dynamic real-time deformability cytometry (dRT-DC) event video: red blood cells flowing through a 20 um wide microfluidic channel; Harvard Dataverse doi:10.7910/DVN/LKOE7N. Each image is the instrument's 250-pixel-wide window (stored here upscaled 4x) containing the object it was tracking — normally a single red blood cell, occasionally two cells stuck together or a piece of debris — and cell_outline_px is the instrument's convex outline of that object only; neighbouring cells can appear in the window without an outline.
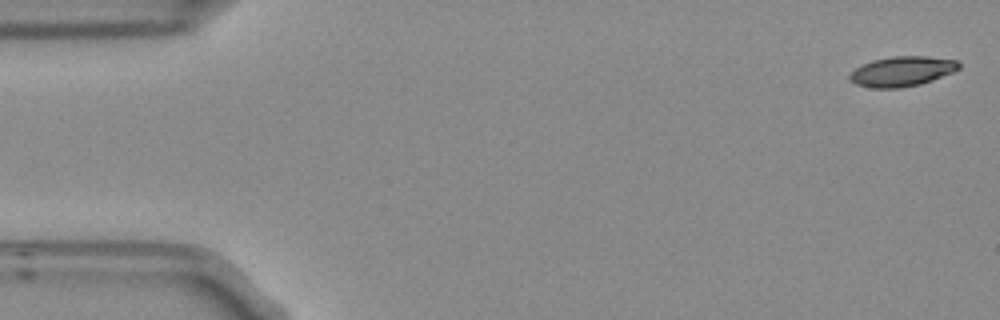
{"species": "Egyptian fruit bat (a non-hibernating species)", "species_latin": "Rousettus aegyptiacus", "temperature_condition": "room temperature", "stored_images_in_passage": 4, "camera_frame_rate_fps": 3000, "um_per_image_px": 0.085, "frame": {"image": 1, "passage_image": 1, "time_ms": 0.0, "image_size_px": [1000, 320], "cell_outline_px": [[960, 68], [952, 72], [932, 80], [920, 84], [900, 88], [872, 88], [856, 84], [848, 80], [848, 76], [856, 68], [872, 60], [892, 56], [924, 56], [956, 60], [960, 64]], "centroid_in_image_um": [76.65, 6.07], "position_along_channel_um": 8.4, "area_um2": 18.96}}